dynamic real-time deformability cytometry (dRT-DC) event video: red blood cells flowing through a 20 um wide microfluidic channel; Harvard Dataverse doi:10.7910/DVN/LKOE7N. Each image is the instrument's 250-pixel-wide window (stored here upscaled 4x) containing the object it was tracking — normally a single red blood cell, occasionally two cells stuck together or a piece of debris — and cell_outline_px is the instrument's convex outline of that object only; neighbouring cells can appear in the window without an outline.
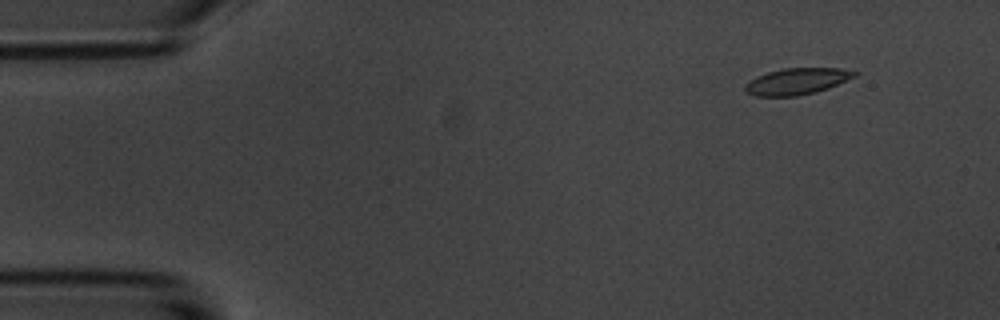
{"species": "common noctule bat (a hibernating species)", "species_latin": "Nyctalus noctula", "temperature_condition": "room temperature", "stored_images_in_passage": 6, "segment_of_instrument_passage": [2, 2], "camera_frame_rate_fps": 3000, "um_per_image_px": 0.085, "animal": {"sex": "male", "body_mass_g": 20.1, "forearm_length_mm": 53.5}, "frame": {"image": 1, "passage_image": 6, "time_ms": 6.0, "image_size_px": [1000, 320], "cell_outline_px": [[860, 72], [856, 76], [828, 88], [816, 92], [796, 96], [756, 96], [748, 92], [744, 88], [744, 84], [756, 76], [768, 72], [784, 68], [844, 68]], "centroid_in_image_um": [67.76, 6.9], "position_along_channel_um": 17.2, "area_um2": 16.88}}